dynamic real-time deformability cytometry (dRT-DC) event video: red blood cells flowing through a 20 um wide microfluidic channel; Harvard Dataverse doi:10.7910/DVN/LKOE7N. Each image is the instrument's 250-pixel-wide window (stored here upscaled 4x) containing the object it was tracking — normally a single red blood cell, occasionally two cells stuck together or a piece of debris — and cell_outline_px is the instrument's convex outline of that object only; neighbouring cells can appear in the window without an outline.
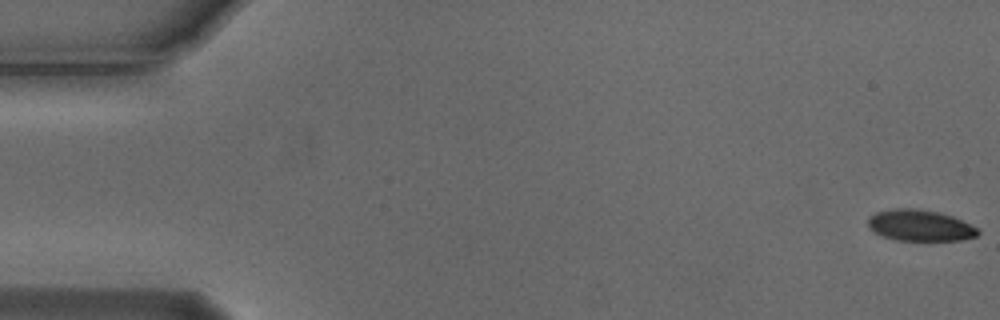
{"species": "Egyptian fruit bat (a non-hibernating species)", "species_latin": "Rousettus aegyptiacus", "temperature_condition": "cold", "stored_images_in_passage": 4, "segment_of_instrument_passage": [2, 2], "camera_frame_rate_fps": 3000, "um_per_image_px": 0.085, "animal": {"sex": "male"}, "frame": {"image": 1, "passage_image": 4, "time_ms": 1.0, "image_size_px": [1000, 320], "cell_outline_px": [[980, 232], [976, 236], [960, 240], [896, 240], [884, 236], [876, 232], [868, 224], [868, 216], [876, 212], [896, 208], [912, 208], [936, 212], [952, 216], [976, 228]], "centroid_in_image_um": [78.18, 19.16], "position_along_channel_um": 6.8, "area_um2": 19.54}}